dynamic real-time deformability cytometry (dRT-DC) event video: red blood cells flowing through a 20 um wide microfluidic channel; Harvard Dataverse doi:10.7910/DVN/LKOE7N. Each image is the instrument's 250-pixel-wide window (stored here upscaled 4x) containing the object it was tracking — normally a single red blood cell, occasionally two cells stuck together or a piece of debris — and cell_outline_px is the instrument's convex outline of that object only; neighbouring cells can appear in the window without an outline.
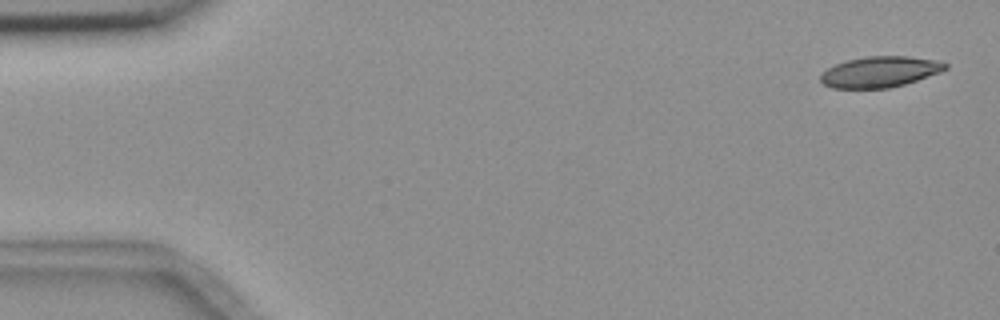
{"species": "common noctule bat (a hibernating species)", "species_latin": "Nyctalus noctula", "temperature_condition": "room temperature", "stored_images_in_passage": 5, "camera_frame_rate_fps": 3000, "um_per_image_px": 0.085, "animal": {"sex": "female", "body_mass_g": 18.4}, "frame": {"image": 1, "passage_image": 1, "time_ms": 0.0, "image_size_px": [1000, 320], "cell_outline_px": [[948, 68], [940, 72], [904, 84], [888, 88], [832, 88], [824, 84], [820, 80], [820, 76], [828, 68], [836, 64], [848, 60], [868, 56], [908, 56], [932, 60], [948, 64]], "centroid_in_image_um": [74.78, 6.11], "position_along_channel_um": 10.2, "area_um2": 22.08}}
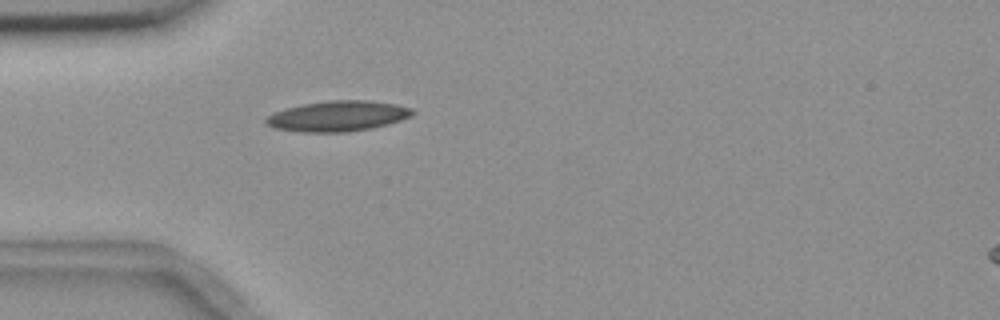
{"frame": {"image": 2, "passage_image": 5, "time_ms": 4.667, "image_size_px": [1000, 320], "cell_outline_px": [[416, 112], [412, 116], [388, 124], [372, 128], [348, 132], [300, 132], [276, 128], [268, 124], [264, 120], [272, 112], [284, 108], [304, 104], [328, 100], [368, 100], [396, 104], [412, 108]], "centroid_in_image_um": [28.73, 9.86], "position_along_channel_um": 56.3, "area_um2": 26.13}}